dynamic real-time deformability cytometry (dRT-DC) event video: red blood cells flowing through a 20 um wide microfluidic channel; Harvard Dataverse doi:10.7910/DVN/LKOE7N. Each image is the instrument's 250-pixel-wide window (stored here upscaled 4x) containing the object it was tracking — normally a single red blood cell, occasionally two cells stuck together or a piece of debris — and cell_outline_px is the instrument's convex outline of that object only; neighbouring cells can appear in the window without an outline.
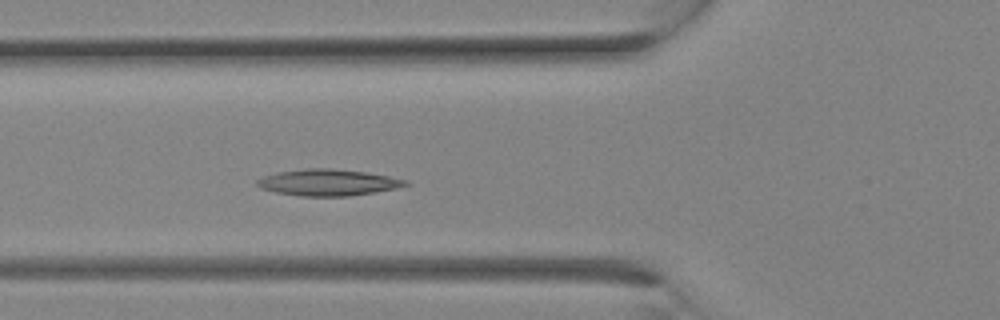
{"species": "Egyptian fruit bat (a non-hibernating species)", "species_latin": "Rousettus aegyptiacus", "temperature_condition": "room temperature", "stored_images_in_passage": 2, "camera_frame_rate_fps": 3000, "um_per_image_px": 0.085, "animal": {"sex": "female"}, "frame": {"image": 1, "passage_image": 2, "time_ms": 0.333, "image_size_px": [1000, 320], "cell_outline_px": [[412, 184], [396, 188], [348, 196], [300, 196], [276, 192], [260, 188], [256, 184], [256, 180], [264, 176], [276, 172], [304, 168], [328, 168], [364, 172], [388, 176], [408, 180]], "centroid_in_image_um": [27.86, 15.5], "position_along_channel_um": 97.9, "area_um2": 22.77}}